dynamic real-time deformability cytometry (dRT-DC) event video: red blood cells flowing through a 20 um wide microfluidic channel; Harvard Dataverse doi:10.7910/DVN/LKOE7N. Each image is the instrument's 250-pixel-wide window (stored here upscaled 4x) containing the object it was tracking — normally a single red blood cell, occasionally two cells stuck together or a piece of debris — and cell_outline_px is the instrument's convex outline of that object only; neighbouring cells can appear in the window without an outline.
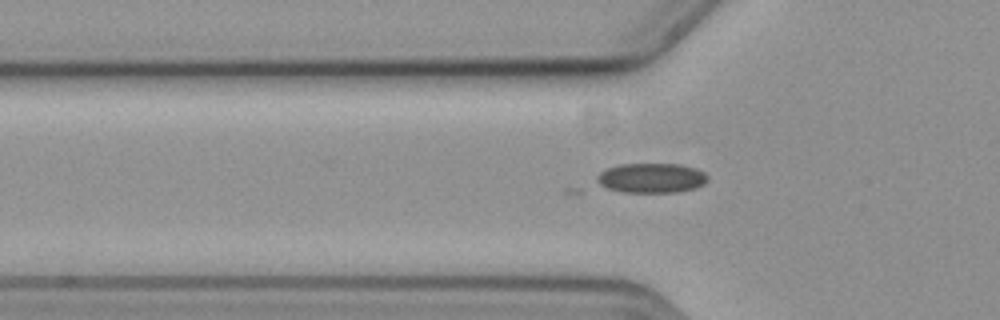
{"species": "common noctule bat (a hibernating species)", "species_latin": "Nyctalus noctula", "temperature_condition": "cold", "stored_images_in_passage": 39, "camera_frame_rate_fps": 3000, "um_per_image_px": 0.085, "animal": {"sex": "female", "body_mass_g": 19.3, "forearm_length_mm": 54.1}, "frame": {"image": 1, "passage_image": 4, "time_ms": 1.0, "image_size_px": [1000, 320], "cell_outline_px": [[708, 180], [704, 184], [696, 188], [676, 192], [624, 192], [608, 188], [600, 184], [596, 180], [596, 176], [600, 172], [608, 168], [620, 164], [680, 164], [696, 168], [704, 172], [708, 176]], "centroid_in_image_um": [55.4, 15.12], "position_along_channel_um": 70.4, "area_um2": 19.19}}
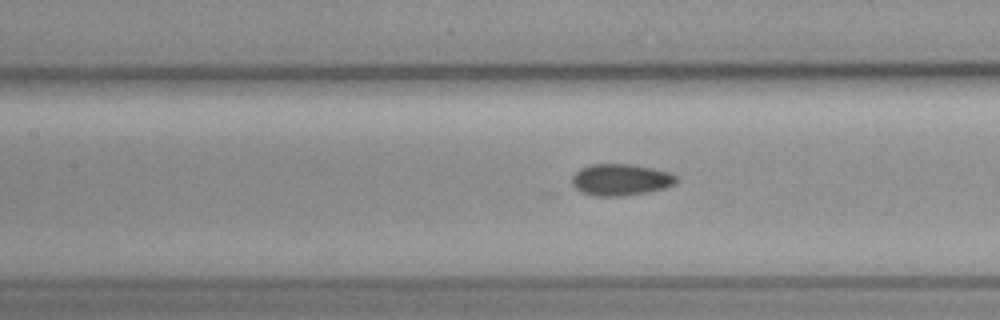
{"frame": {"image": 2, "passage_image": 11, "time_ms": 3.333, "image_size_px": [1000, 320], "cell_outline_px": [[680, 180], [676, 184], [664, 188], [648, 192], [624, 196], [596, 196], [580, 192], [572, 184], [572, 176], [580, 168], [592, 164], [632, 164], [652, 168], [668, 172], [676, 176]], "centroid_in_image_um": [52.77, 15.28], "position_along_channel_um": 154.6, "area_um2": 19.36}}
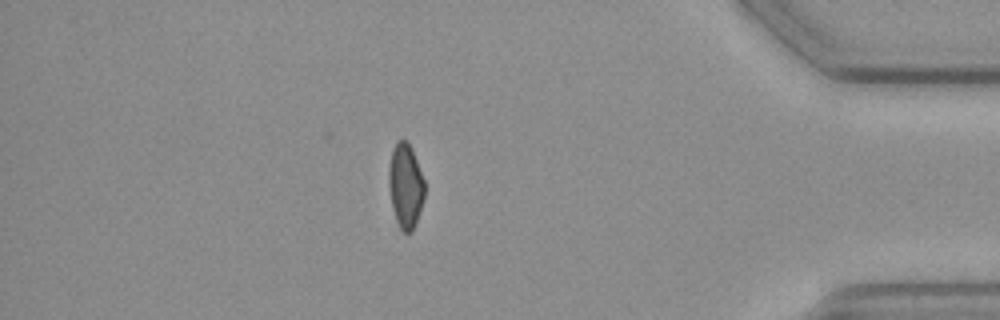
{"frame": {"image": 3, "passage_image": 35, "time_ms": 11.333, "image_size_px": [1000, 320], "cell_outline_px": [[424, 196], [416, 224], [412, 232], [404, 232], [400, 228], [396, 220], [392, 208], [388, 184], [388, 172], [392, 148], [396, 140], [404, 140], [412, 148], [424, 180]], "centroid_in_image_um": [34.45, 15.79], "position_along_channel_um": 400.7, "area_um2": 17.69}}